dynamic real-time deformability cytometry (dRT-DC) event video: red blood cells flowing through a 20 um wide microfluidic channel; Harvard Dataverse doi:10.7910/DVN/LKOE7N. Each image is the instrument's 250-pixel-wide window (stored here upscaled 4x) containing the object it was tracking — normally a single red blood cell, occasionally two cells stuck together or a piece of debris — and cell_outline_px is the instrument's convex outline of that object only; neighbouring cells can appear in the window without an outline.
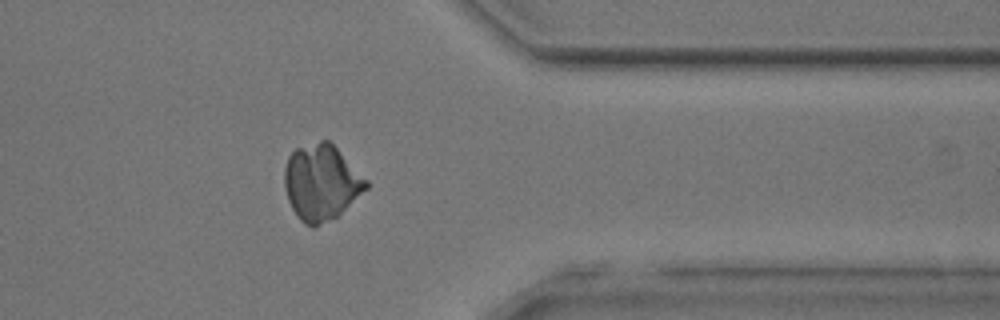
{"species": "common noctule bat (a hibernating species)", "species_latin": "Nyctalus noctula", "temperature_condition": "room temperature", "stored_images_in_passage": 52, "camera_frame_rate_fps": 3000, "um_per_image_px": 0.085, "animal": {"sex": "male", "body_mass_g": 17.9, "forearm_length_mm": 54.2}, "frame": {"image": 1, "passage_image": 42, "time_ms": 13.667, "image_size_px": [1000, 320], "cell_outline_px": [[368, 188], [336, 216], [316, 228], [312, 228], [304, 224], [300, 220], [292, 208], [288, 200], [284, 188], [284, 168], [288, 156], [296, 148], [320, 140], [328, 140], [368, 180]], "centroid_in_image_um": [27.28, 15.52], "position_along_channel_um": 384.1, "area_um2": 35.95}}
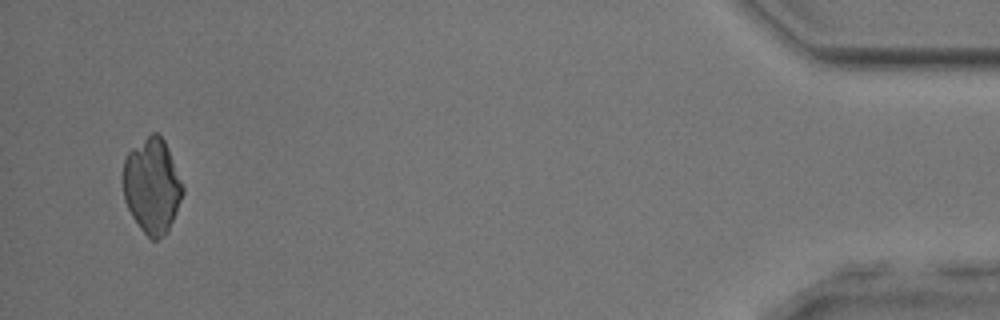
{"frame": {"image": 2, "passage_image": 50, "time_ms": 16.333, "image_size_px": [1000, 320], "cell_outline_px": [[184, 192], [168, 232], [156, 240], [152, 240], [140, 228], [132, 216], [124, 200], [124, 160], [128, 152], [132, 148], [152, 132], [156, 132], [164, 140], [184, 188]], "centroid_in_image_um": [12.92, 15.81], "position_along_channel_um": 422.3, "area_um2": 32.6}}